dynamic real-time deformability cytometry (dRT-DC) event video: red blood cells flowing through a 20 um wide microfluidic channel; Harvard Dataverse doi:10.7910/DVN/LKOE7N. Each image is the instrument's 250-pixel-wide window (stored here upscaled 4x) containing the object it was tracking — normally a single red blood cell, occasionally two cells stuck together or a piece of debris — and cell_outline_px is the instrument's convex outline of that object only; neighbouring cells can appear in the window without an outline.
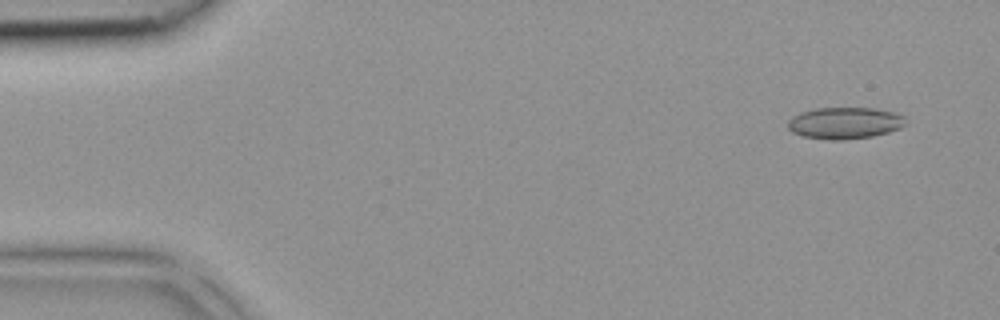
{"species": "common noctule bat (a hibernating species)", "species_latin": "Nyctalus noctula", "temperature_condition": "room temperature", "stored_images_in_passage": 15, "camera_frame_rate_fps": 3000, "um_per_image_px": 0.085, "animal": {"sex": "female", "body_mass_g": 18.4}, "frame": {"image": 1, "passage_image": 3, "time_ms": 0.667, "image_size_px": [1000, 320], "cell_outline_px": [[904, 124], [900, 128], [888, 132], [872, 136], [844, 140], [828, 140], [804, 136], [792, 132], [788, 128], [788, 120], [792, 116], [800, 112], [816, 108], [872, 108], [892, 112], [904, 116]], "centroid_in_image_um": [71.76, 10.46], "position_along_channel_um": 13.2, "area_um2": 21.62}}
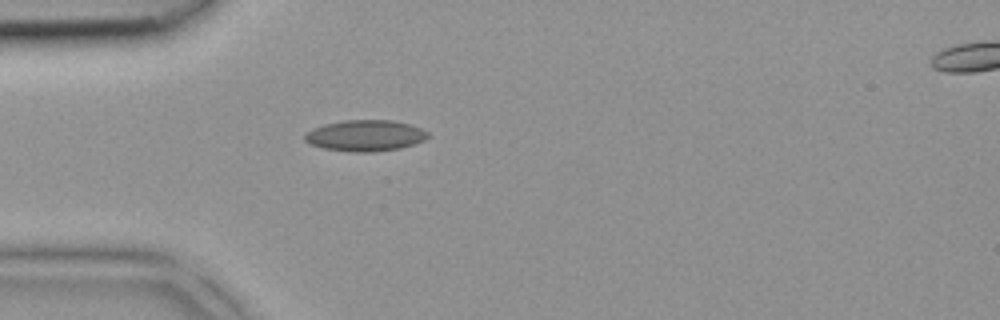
{"frame": {"image": 2, "passage_image": 12, "time_ms": 3.667, "image_size_px": [1000, 320], "cell_outline_px": [[428, 136], [424, 140], [400, 148], [372, 152], [352, 152], [324, 148], [312, 144], [304, 140], [304, 136], [308, 132], [324, 124], [344, 120], [392, 120], [408, 124], [420, 128], [428, 132]], "centroid_in_image_um": [31.06, 11.52], "position_along_channel_um": 53.9, "area_um2": 22.02}}